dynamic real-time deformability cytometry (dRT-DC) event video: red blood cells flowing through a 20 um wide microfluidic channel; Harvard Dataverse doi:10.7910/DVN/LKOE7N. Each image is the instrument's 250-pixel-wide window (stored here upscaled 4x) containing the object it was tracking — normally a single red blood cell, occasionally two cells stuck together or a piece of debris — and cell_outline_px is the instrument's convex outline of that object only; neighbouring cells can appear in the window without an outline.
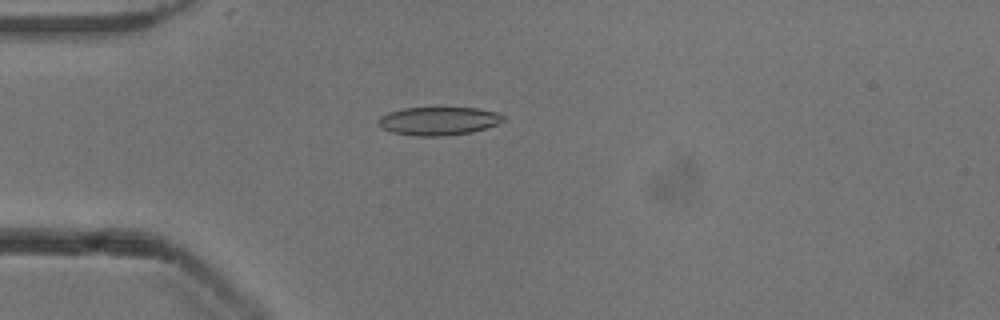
{"species": "common noctule bat (a hibernating species)", "species_latin": "Nyctalus noctula", "temperature_condition": "cold", "stored_images_in_passage": 52, "camera_frame_rate_fps": 3000, "um_per_image_px": 0.085, "animal": {"sex": "male", "body_mass_g": 13.3}, "frame": {"image": 1, "passage_image": 14, "time_ms": 4.333, "image_size_px": [1000, 320], "cell_outline_px": [[504, 120], [496, 124], [472, 132], [440, 136], [416, 136], [392, 132], [380, 128], [376, 120], [380, 116], [388, 112], [404, 108], [476, 108], [496, 112], [504, 116]], "centroid_in_image_um": [37.21, 10.28], "position_along_channel_um": 47.8, "area_um2": 20.52}}
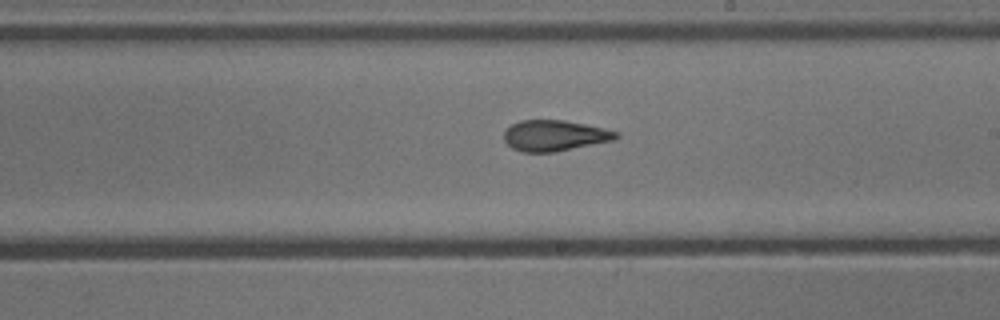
{"frame": {"image": 2, "passage_image": 30, "time_ms": 9.667, "image_size_px": [1000, 320], "cell_outline_px": [[620, 136], [616, 140], [552, 152], [524, 152], [512, 148], [504, 140], [504, 132], [512, 124], [520, 120], [564, 120], [604, 128], [620, 132]], "centroid_in_image_um": [47.17, 11.52], "position_along_channel_um": 241.8, "area_um2": 20.11}}
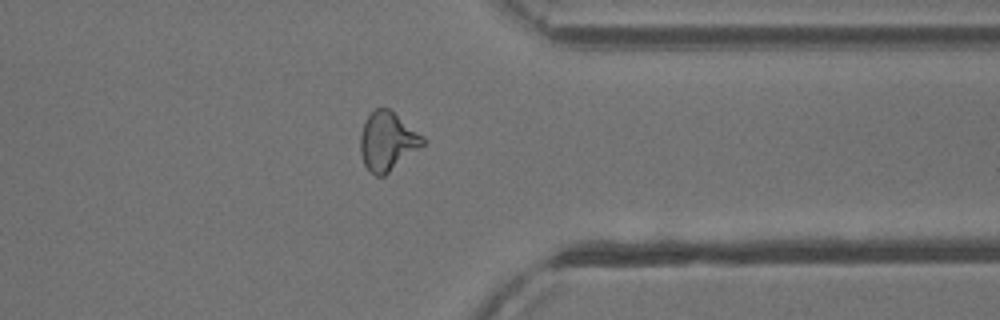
{"frame": {"image": 3, "passage_image": 41, "time_ms": 13.333, "image_size_px": [1000, 320], "cell_outline_px": [[428, 144], [384, 176], [376, 176], [368, 172], [364, 164], [360, 152], [360, 136], [364, 124], [368, 116], [376, 108], [388, 108], [424, 136], [428, 140]], "centroid_in_image_um": [32.98, 12.05], "position_along_channel_um": 378.4, "area_um2": 21.73}, "authors_computed_cell_mechanics": {"area_um2": 20.6057, "velocity_mm_per_s": 3.9059, "shape_relaxation_time_tau1_ms": 5.9007, "shape_relaxation_time_tau2_ms": 2.1335, "deformation_change_tau1": 0.1451, "deformation_change_tau2": 0.0779}}